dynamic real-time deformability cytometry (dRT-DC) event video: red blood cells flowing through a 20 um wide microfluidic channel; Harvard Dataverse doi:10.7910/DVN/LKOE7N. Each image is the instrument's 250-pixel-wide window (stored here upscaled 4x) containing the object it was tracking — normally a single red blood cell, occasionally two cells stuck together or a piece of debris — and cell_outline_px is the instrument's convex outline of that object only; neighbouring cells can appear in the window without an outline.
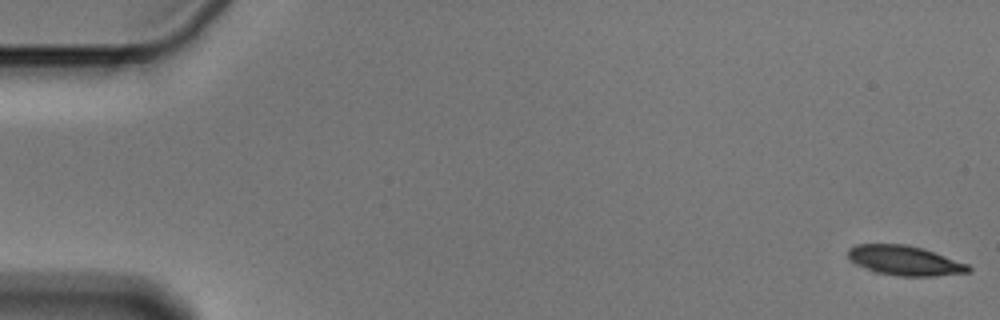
{"species": "Egyptian fruit bat (a non-hibernating species)", "species_latin": "Rousettus aegyptiacus", "temperature_condition": "cold", "stored_images_in_passage": 56, "camera_frame_rate_fps": 3000, "um_per_image_px": 0.085, "animal": {"sex": "male"}, "frame": {"image": 1, "passage_image": 1, "time_ms": 0.0, "image_size_px": [1000, 320], "cell_outline_px": [[972, 272], [932, 276], [896, 276], [876, 272], [856, 264], [848, 256], [848, 248], [856, 244], [904, 244], [920, 248], [968, 264], [972, 268]], "centroid_in_image_um": [76.9, 22.15], "position_along_channel_um": 8.1, "area_um2": 20.58}}
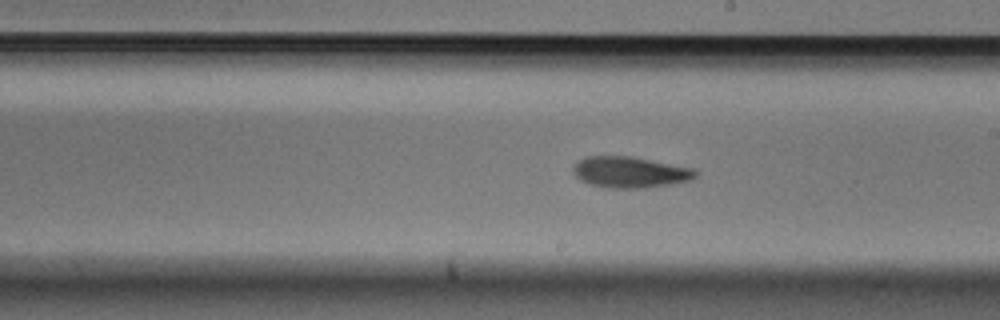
{"frame": {"image": 2, "passage_image": 32, "time_ms": 10.333, "image_size_px": [1000, 320], "cell_outline_px": [[696, 176], [692, 180], [672, 184], [644, 188], [608, 188], [588, 184], [580, 180], [572, 172], [572, 168], [576, 160], [584, 156], [632, 156], [692, 168], [696, 172]], "centroid_in_image_um": [53.49, 14.63], "position_along_channel_um": 235.5, "area_um2": 22.43}}
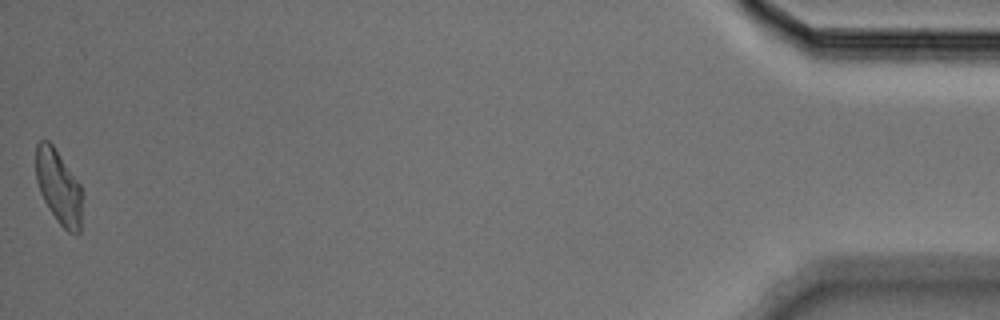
{"frame": {"image": 3, "passage_image": 56, "time_ms": 18.333, "image_size_px": [1000, 320], "cell_outline_px": [[80, 232], [68, 232], [56, 220], [48, 208], [40, 192], [36, 180], [36, 144], [40, 140], [48, 140], [52, 144], [80, 184]], "centroid_in_image_um": [4.94, 15.86], "position_along_channel_um": 430.3, "area_um2": 19.54}, "authors_computed_cell_mechanics": {"area_um2": 21.0103, "velocity_mm_per_s": 3.5818, "shape_relaxation_time_tau1_ms": 5.9916, "shape_relaxation_time_tau2_ms": 5.1783, "deformation_change_tau1": 0.1597, "deformation_change_tau2": 0.1218}}